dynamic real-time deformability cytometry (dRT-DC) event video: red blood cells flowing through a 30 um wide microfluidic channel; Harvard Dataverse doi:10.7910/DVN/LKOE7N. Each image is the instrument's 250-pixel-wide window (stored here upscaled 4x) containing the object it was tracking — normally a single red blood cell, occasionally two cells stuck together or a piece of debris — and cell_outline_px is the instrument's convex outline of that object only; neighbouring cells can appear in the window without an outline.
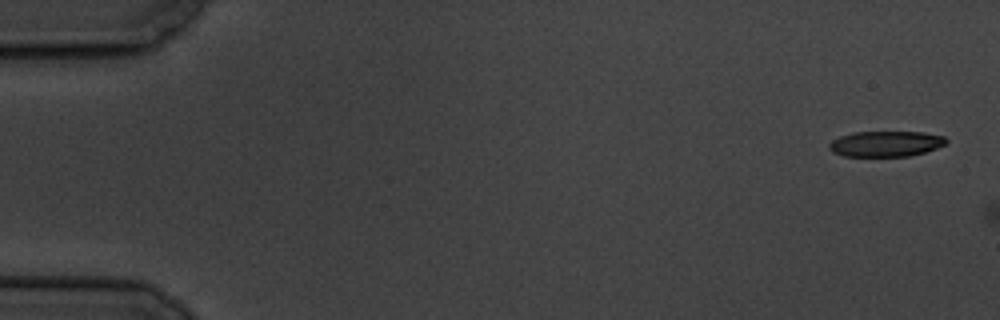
{"species": "common noctule bat (a hibernating species)", "species_latin": "Nyctalus noctula", "temperature_condition": "cold", "stored_images_in_passage": 3, "camera_frame_rate_fps": 3000, "um_per_image_px": 0.085, "animal": {"sex": "male", "body_mass_g": 19.5, "forearm_length_mm": 54.6}, "frame": {"image": 1, "passage_image": 1, "time_ms": 0.0, "image_size_px": [1000, 320], "cell_outline_px": [[948, 144], [924, 152], [908, 156], [844, 156], [832, 152], [828, 148], [828, 144], [832, 140], [840, 136], [852, 132], [924, 132], [944, 136], [948, 140]], "centroid_in_image_um": [75.29, 12.22], "position_along_channel_um": 9.7, "area_um2": 17.57}}